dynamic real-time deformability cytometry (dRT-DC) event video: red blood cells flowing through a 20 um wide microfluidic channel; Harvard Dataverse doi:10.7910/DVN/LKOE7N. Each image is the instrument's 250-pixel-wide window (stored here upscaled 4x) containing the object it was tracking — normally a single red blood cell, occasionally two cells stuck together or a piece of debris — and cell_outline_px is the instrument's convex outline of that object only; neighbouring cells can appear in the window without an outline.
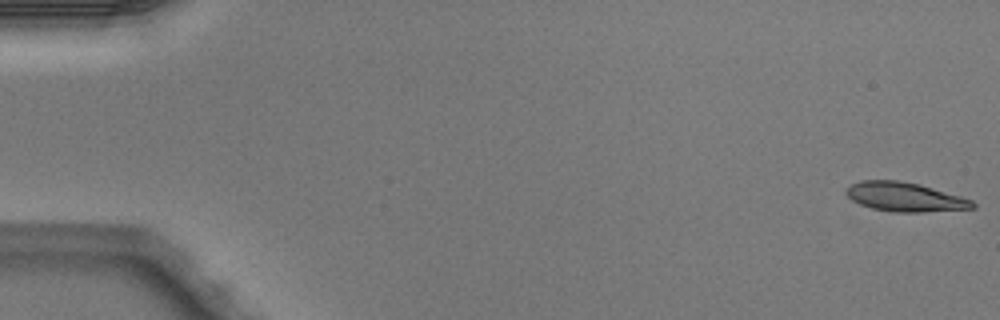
{"species": "Egyptian fruit bat (a non-hibernating species)", "species_latin": "Rousettus aegyptiacus", "temperature_condition": "warm", "stored_images_in_passage": 51, "segment_of_instrument_passage": [1, 2], "camera_frame_rate_fps": 3000, "um_per_image_px": 0.085, "animal": {"sex": "male"}, "frame": {"image": 1, "passage_image": 1, "time_ms": 0.0, "image_size_px": [1000, 320], "cell_outline_px": [[976, 208], [924, 212], [896, 212], [872, 208], [860, 204], [852, 200], [848, 196], [848, 188], [852, 184], [860, 180], [900, 180], [920, 184], [960, 196], [972, 200], [976, 204]], "centroid_in_image_um": [76.96, 16.74], "position_along_channel_um": 8.0, "area_um2": 21.33}}
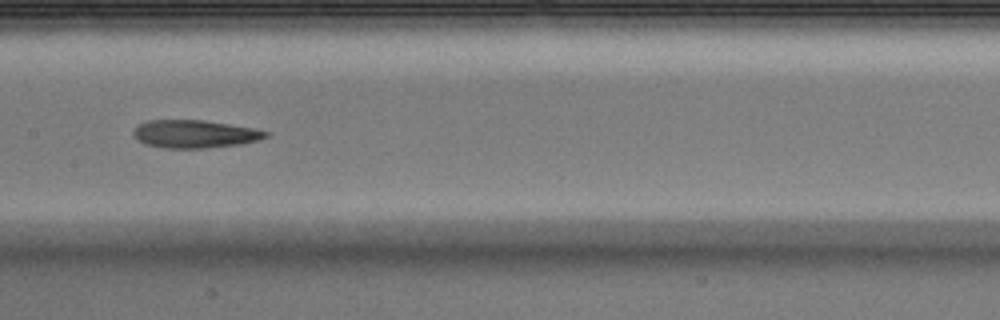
{"frame": {"image": 2, "passage_image": 26, "time_ms": 8.333, "image_size_px": [1000, 320], "cell_outline_px": [[268, 136], [256, 140], [240, 144], [204, 148], [164, 148], [144, 144], [132, 136], [132, 132], [140, 124], [148, 120], [204, 120], [252, 128], [268, 132]], "centroid_in_image_um": [16.49, 11.39], "position_along_channel_um": 190.9, "area_um2": 21.33}}
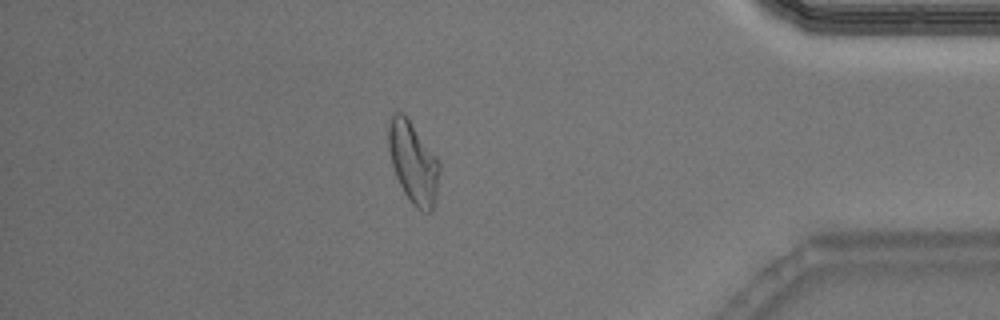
{"frame": {"image": 3, "passage_image": 44, "time_ms": 14.333, "image_size_px": [1000, 320], "cell_outline_px": [[440, 168], [436, 200], [432, 208], [428, 212], [424, 212], [416, 208], [404, 192], [396, 176], [392, 164], [388, 148], [388, 124], [392, 112], [400, 112], [408, 120], [440, 160]], "centroid_in_image_um": [35.13, 13.83], "position_along_channel_um": 400.1, "area_um2": 23.99}}